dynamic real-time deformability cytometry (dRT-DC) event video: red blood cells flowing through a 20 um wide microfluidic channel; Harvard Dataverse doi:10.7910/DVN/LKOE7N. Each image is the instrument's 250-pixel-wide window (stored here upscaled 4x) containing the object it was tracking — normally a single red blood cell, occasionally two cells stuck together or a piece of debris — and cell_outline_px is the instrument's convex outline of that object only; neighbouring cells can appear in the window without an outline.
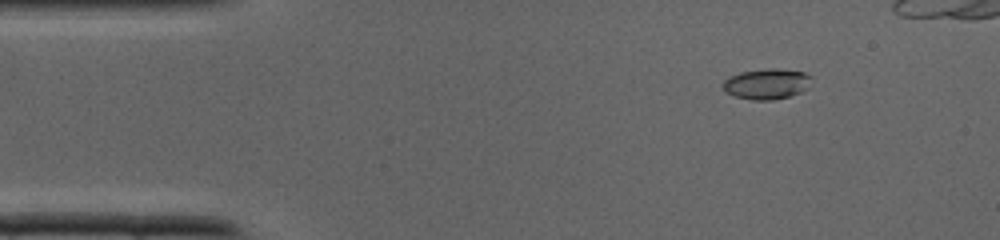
{"species": "common noctule bat (a hibernating species)", "species_latin": "Nyctalus noctula", "temperature_condition": "cold", "stored_images_in_passage": 29, "camera_frame_rate_fps": 3000, "um_per_image_px": 0.085, "animal": {"sex": "male", "body_mass_g": 19.0, "forearm_length_mm": 50.8}, "frame": {"image": 1, "passage_image": 1, "time_ms": 0.0, "image_size_px": [1000, 240], "cell_outline_px": [[812, 76], [808, 88], [800, 92], [788, 96], [772, 100], [752, 100], [736, 96], [728, 92], [724, 88], [724, 80], [728, 76], [740, 72], [772, 68], [776, 68], [804, 72]], "centroid_in_image_um": [65.19, 7.12], "position_along_channel_um": 19.8, "area_um2": 15.61}}
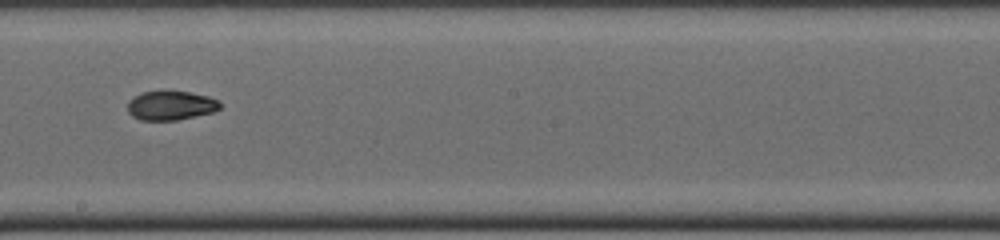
{"frame": {"image": 2, "passage_image": 17, "time_ms": 5.333, "image_size_px": [1000, 240], "cell_outline_px": [[220, 108], [216, 112], [176, 120], [140, 120], [132, 116], [128, 112], [128, 100], [144, 92], [160, 88], [188, 92], [208, 96], [220, 100]], "centroid_in_image_um": [14.53, 8.94], "position_along_channel_um": 233.7, "area_um2": 16.24}}
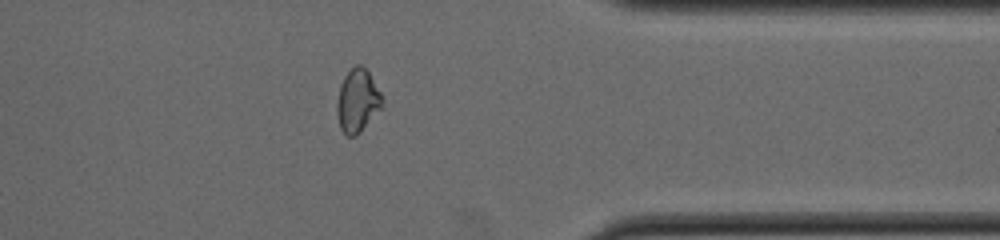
{"frame": {"image": 3, "passage_image": 26, "time_ms": 8.333, "image_size_px": [1000, 240], "cell_outline_px": [[384, 100], [380, 108], [360, 132], [356, 136], [348, 136], [340, 128], [336, 112], [336, 104], [340, 84], [344, 76], [356, 64], [360, 64], [368, 72], [384, 96]], "centroid_in_image_um": [30.38, 8.55], "position_along_channel_um": 381.0, "area_um2": 16.59}}